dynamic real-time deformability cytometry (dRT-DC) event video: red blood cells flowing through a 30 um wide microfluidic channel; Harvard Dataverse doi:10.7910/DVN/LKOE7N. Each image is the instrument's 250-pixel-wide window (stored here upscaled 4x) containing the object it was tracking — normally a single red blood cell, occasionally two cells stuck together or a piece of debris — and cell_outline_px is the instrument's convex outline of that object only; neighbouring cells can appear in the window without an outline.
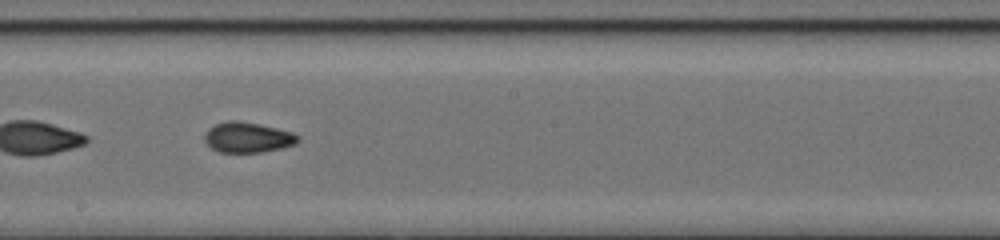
{"species": "common noctule bat (a hibernating species)", "species_latin": "Nyctalus noctula", "temperature_condition": "cold", "stored_images_in_passage": 51, "segment_of_instrument_passage": [2, 2], "camera_frame_rate_fps": 3000, "um_per_image_px": 0.085, "animal": {"sex": "female", "body_mass_g": 17.0, "forearm_length_mm": 48.0}, "frame": {"image": 1, "passage_image": 29, "time_ms": 9.333, "image_size_px": [1000, 240], "cell_outline_px": [[300, 140], [296, 144], [264, 152], [220, 152], [212, 148], [204, 140], [204, 132], [208, 128], [216, 124], [228, 120], [236, 120], [276, 128], [292, 132], [300, 136]], "centroid_in_image_um": [21.05, 11.68], "position_along_channel_um": 227.2, "area_um2": 16.47}}
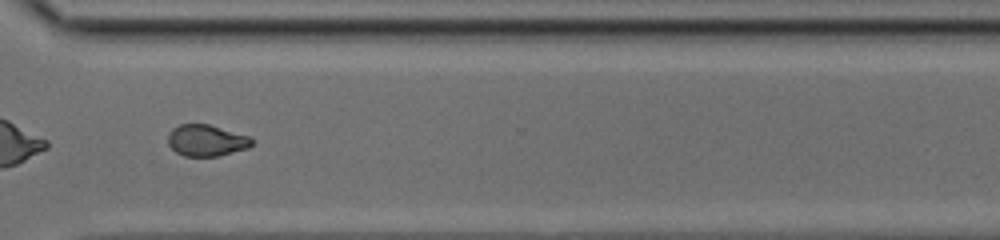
{"frame": {"image": 2, "passage_image": 38, "time_ms": 12.333, "image_size_px": [1000, 240], "cell_outline_px": [[252, 144], [248, 148], [220, 156], [184, 156], [176, 152], [168, 144], [168, 132], [172, 128], [180, 124], [208, 124], [248, 136], [252, 140]], "centroid_in_image_um": [17.51, 11.94], "position_along_channel_um": 353.1, "area_um2": 15.32}}